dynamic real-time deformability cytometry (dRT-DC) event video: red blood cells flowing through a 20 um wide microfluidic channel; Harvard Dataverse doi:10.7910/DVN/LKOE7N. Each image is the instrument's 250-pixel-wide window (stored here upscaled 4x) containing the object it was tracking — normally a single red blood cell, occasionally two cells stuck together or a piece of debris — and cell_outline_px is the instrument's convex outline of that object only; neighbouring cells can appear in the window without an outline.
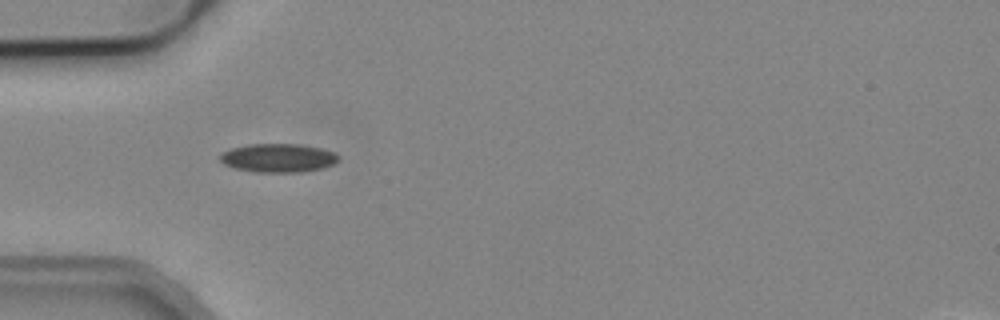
{"species": "common noctule bat (a hibernating species)", "species_latin": "Nyctalus noctula", "temperature_condition": "cold", "stored_images_in_passage": 6, "camera_frame_rate_fps": 3000, "um_per_image_px": 0.085, "animal": {"sex": "male", "body_mass_g": 19.2, "forearm_length_mm": 51.8}, "frame": {"image": 1, "passage_image": 2, "time_ms": 1.0, "image_size_px": [1000, 320], "cell_outline_px": [[340, 160], [336, 164], [324, 168], [300, 172], [252, 172], [232, 168], [224, 164], [220, 160], [220, 156], [224, 152], [232, 148], [248, 144], [300, 144], [320, 148], [332, 152], [340, 156]], "centroid_in_image_um": [23.67, 13.43], "position_along_channel_um": 61.3, "area_um2": 19.94}}
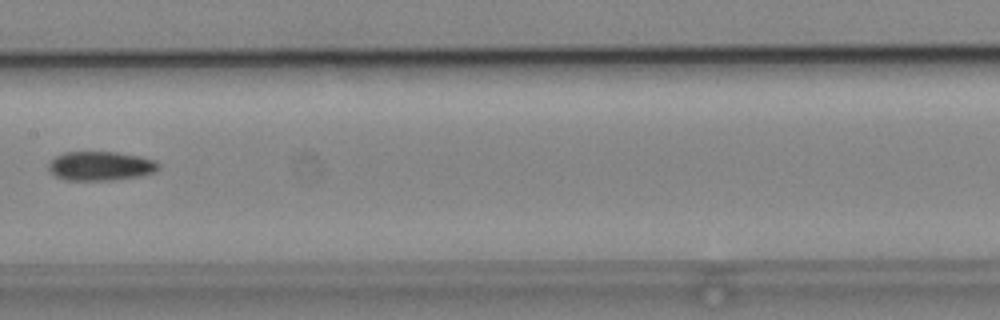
{"frame": {"image": 2, "passage_image": 5, "time_ms": 4.667, "image_size_px": [1000, 320], "cell_outline_px": [[160, 168], [156, 172], [140, 176], [112, 180], [64, 180], [56, 176], [48, 168], [48, 164], [56, 156], [64, 152], [116, 152], [140, 156], [156, 160], [160, 164]], "centroid_in_image_um": [8.59, 14.11], "position_along_channel_um": 198.8, "area_um2": 18.79}}
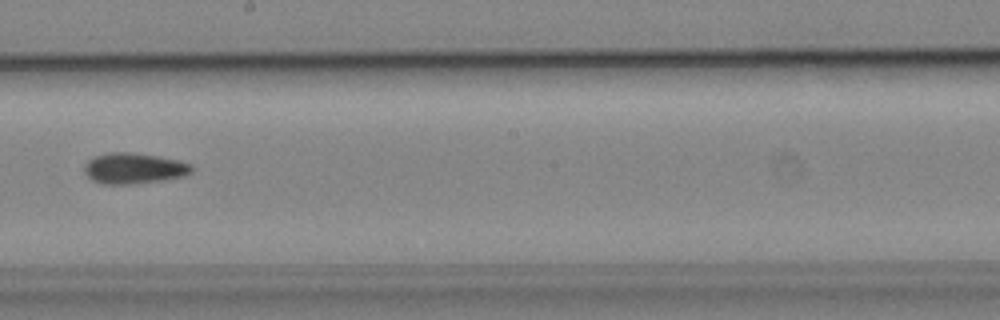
{"frame": {"image": 3, "passage_image": 6, "time_ms": 5.667, "image_size_px": [1000, 320], "cell_outline_px": [[196, 168], [192, 172], [184, 176], [164, 180], [132, 184], [100, 184], [92, 180], [84, 172], [84, 164], [92, 156], [108, 152], [128, 152], [156, 156], [180, 160], [192, 164]], "centroid_in_image_um": [11.39, 14.31], "position_along_channel_um": 236.8, "area_um2": 19.59}}